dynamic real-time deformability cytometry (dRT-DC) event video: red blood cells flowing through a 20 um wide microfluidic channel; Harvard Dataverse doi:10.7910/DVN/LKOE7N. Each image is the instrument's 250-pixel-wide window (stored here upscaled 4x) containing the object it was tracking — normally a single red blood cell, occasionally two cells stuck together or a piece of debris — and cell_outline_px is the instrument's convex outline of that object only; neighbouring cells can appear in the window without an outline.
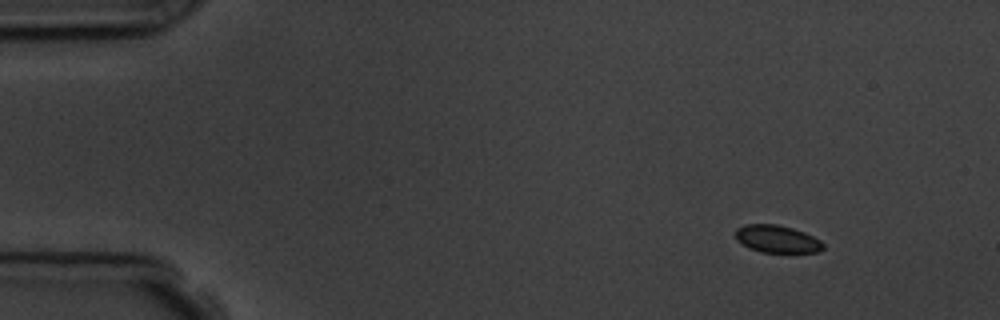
{"species": "common noctule bat (a hibernating species)", "species_latin": "Nyctalus noctula", "temperature_condition": "room temperature", "stored_images_in_passage": 3, "camera_frame_rate_fps": 3000, "um_per_image_px": 0.085, "animal": {"sex": "male", "body_mass_g": 19.5, "forearm_length_mm": 54.6}, "frame": {"image": 1, "passage_image": 1, "time_ms": 0.0, "image_size_px": [1000, 320], "cell_outline_px": [[824, 248], [820, 252], [760, 252], [748, 248], [736, 240], [736, 228], [744, 224], [776, 224], [792, 228], [804, 232], [820, 240], [824, 244]], "centroid_in_image_um": [66.03, 20.31], "position_along_channel_um": 19.0, "area_um2": 14.1}}